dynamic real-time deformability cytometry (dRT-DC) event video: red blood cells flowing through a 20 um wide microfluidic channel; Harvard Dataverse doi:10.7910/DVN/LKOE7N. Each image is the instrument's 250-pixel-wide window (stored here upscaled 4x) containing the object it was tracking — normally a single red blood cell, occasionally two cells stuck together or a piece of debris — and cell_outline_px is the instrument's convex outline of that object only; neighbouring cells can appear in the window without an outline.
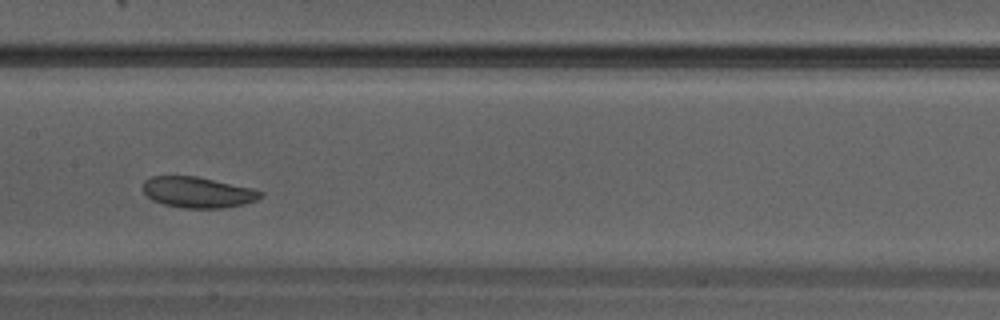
{"species": "Egyptian fruit bat (a non-hibernating species)", "species_latin": "Rousettus aegyptiacus", "temperature_condition": "warm", "stored_images_in_passage": 30, "camera_frame_rate_fps": 3000, "um_per_image_px": 0.085, "animal": {"sex": "male"}, "frame": {"image": 1, "passage_image": 13, "time_ms": 4.0, "image_size_px": [1000, 320], "cell_outline_px": [[264, 196], [256, 200], [244, 204], [224, 208], [184, 208], [164, 204], [152, 200], [144, 192], [144, 180], [152, 176], [196, 176], [252, 188], [264, 192]], "centroid_in_image_um": [16.84, 16.35], "position_along_channel_um": 190.6, "area_um2": 21.1}}